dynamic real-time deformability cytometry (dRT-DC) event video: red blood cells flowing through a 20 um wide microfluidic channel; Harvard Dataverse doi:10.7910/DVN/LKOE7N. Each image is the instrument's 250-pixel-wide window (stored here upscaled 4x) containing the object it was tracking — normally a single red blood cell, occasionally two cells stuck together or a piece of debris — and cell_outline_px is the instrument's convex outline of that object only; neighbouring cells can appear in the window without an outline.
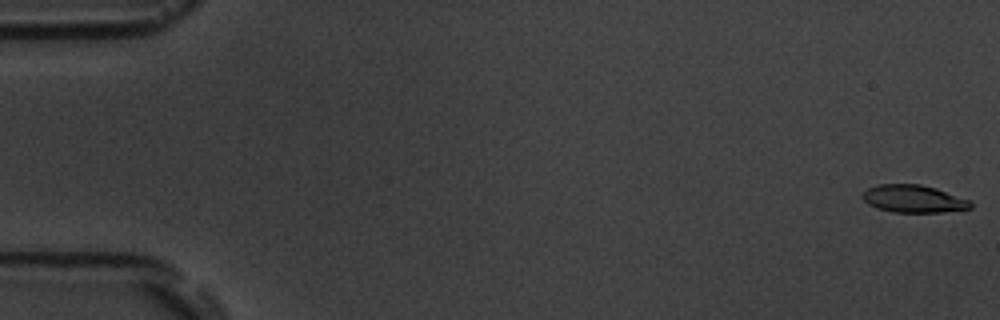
{"species": "common noctule bat (a hibernating species)", "species_latin": "Nyctalus noctula", "temperature_condition": "room temperature", "stored_images_in_passage": 6, "camera_frame_rate_fps": 3000, "um_per_image_px": 0.085, "animal": {"sex": "male", "body_mass_g": 19.5, "forearm_length_mm": 54.6}, "frame": {"image": 1, "passage_image": 1, "time_ms": 0.0, "image_size_px": [1000, 320], "cell_outline_px": [[972, 208], [940, 212], [892, 212], [876, 208], [868, 204], [860, 196], [868, 188], [876, 184], [920, 184], [936, 188], [968, 200], [972, 204]], "centroid_in_image_um": [77.6, 16.89], "position_along_channel_um": 7.4, "area_um2": 17.28}}
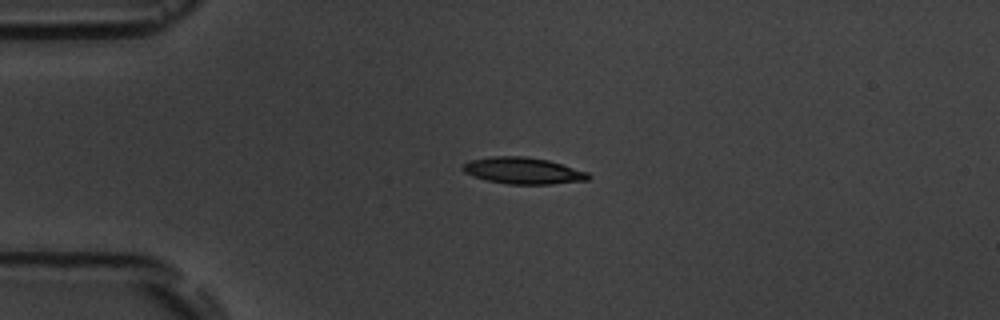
{"frame": {"image": 2, "passage_image": 4, "time_ms": 4.333, "image_size_px": [1000, 320], "cell_outline_px": [[592, 176], [588, 180], [552, 184], [508, 184], [488, 180], [472, 176], [464, 172], [460, 168], [464, 164], [472, 160], [492, 156], [524, 156], [548, 160], [588, 172]], "centroid_in_image_um": [44.47, 14.51], "position_along_channel_um": 40.5, "area_um2": 19.36}}
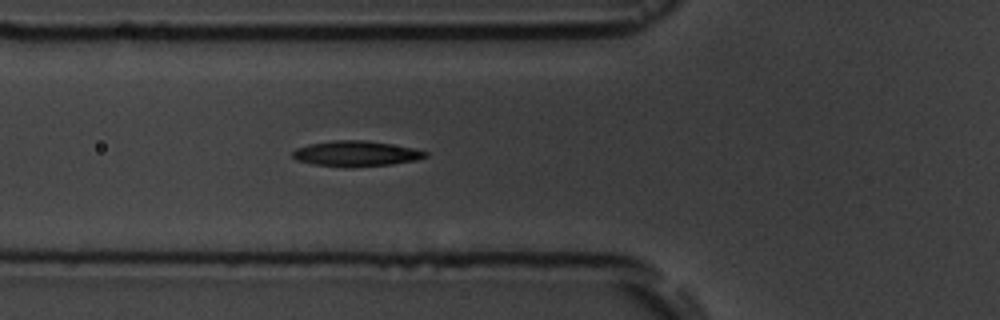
{"frame": {"image": 3, "passage_image": 6, "time_ms": 6.667, "image_size_px": [1000, 320], "cell_outline_px": [[428, 156], [416, 160], [392, 164], [312, 164], [296, 160], [292, 156], [292, 152], [296, 148], [308, 144], [332, 140], [364, 140], [412, 148], [428, 152]], "centroid_in_image_um": [30.24, 13.01], "position_along_channel_um": 95.6, "area_um2": 18.61}}